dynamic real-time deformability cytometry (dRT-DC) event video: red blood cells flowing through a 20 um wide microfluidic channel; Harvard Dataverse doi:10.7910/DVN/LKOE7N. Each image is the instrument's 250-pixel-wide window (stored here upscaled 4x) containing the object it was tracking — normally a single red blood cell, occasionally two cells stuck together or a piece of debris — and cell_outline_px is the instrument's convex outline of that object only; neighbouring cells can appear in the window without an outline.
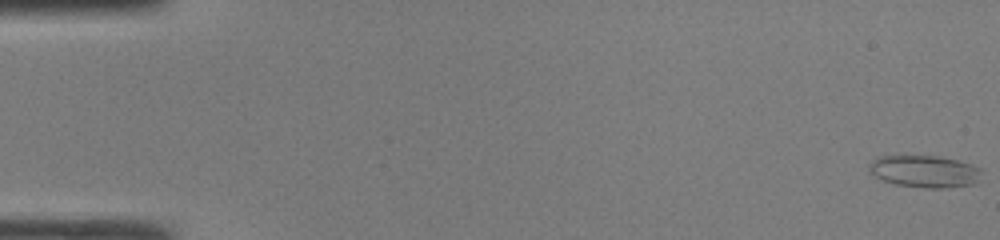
{"species": "common noctule bat (a hibernating species)", "species_latin": "Nyctalus noctula", "temperature_condition": "room temperature", "stored_images_in_passage": 48, "camera_frame_rate_fps": 3000, "um_per_image_px": 0.085, "animal": {"sex": "male", "body_mass_g": 19.0, "forearm_length_mm": 50.8}, "frame": {"image": 1, "passage_image": 1, "time_ms": 0.0, "image_size_px": [1000, 240], "cell_outline_px": [[980, 168], [972, 184], [944, 188], [924, 188], [896, 184], [884, 180], [868, 172], [868, 164], [872, 160], [880, 156], [936, 156], [956, 160], [972, 164]], "centroid_in_image_um": [78.5, 14.56], "position_along_channel_um": 6.5, "area_um2": 20.63}}
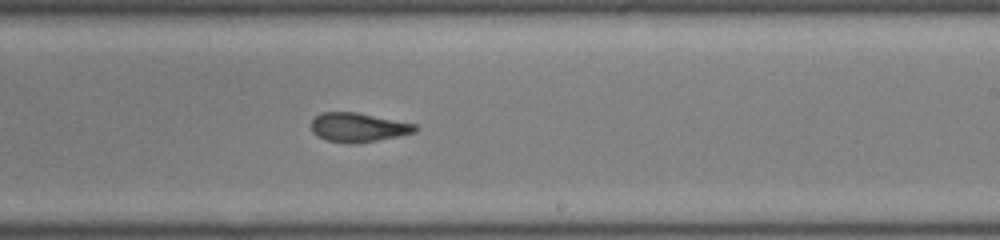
{"frame": {"image": 2, "passage_image": 30, "time_ms": 9.667, "image_size_px": [1000, 240], "cell_outline_px": [[420, 128], [416, 132], [400, 136], [356, 144], [348, 144], [328, 140], [312, 132], [312, 120], [316, 116], [324, 112], [356, 112], [416, 124]], "centroid_in_image_um": [30.5, 10.83], "position_along_channel_um": 258.5, "area_um2": 17.63}}
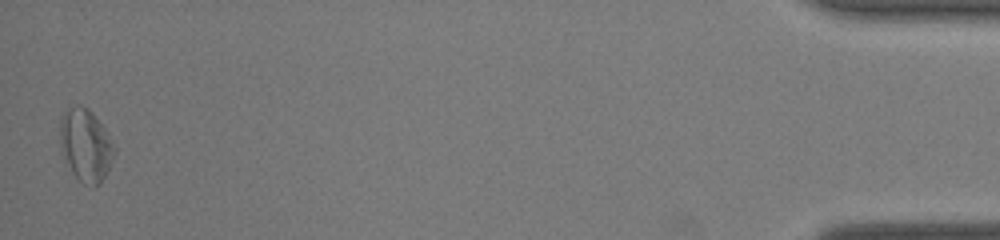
{"frame": {"image": 3, "passage_image": 48, "time_ms": 15.667, "image_size_px": [1000, 240], "cell_outline_px": [[116, 152], [100, 184], [92, 188], [84, 184], [72, 172], [60, 152], [60, 116], [68, 108], [76, 104], [80, 104], [88, 108], [92, 112], [104, 128], [116, 148]], "centroid_in_image_um": [7.26, 12.33], "position_along_channel_um": 427.9, "area_um2": 23.12}, "authors_computed_cell_mechanics": {"area_um2": 18.6405, "velocity_mm_per_s": 4.2882, "shape_relaxation_time_tau1_ms": 6.7676, "shape_relaxation_time_tau2_ms": 2.8192, "deformation_change_tau1": 0.1764, "deformation_change_tau2": 0.1085}}